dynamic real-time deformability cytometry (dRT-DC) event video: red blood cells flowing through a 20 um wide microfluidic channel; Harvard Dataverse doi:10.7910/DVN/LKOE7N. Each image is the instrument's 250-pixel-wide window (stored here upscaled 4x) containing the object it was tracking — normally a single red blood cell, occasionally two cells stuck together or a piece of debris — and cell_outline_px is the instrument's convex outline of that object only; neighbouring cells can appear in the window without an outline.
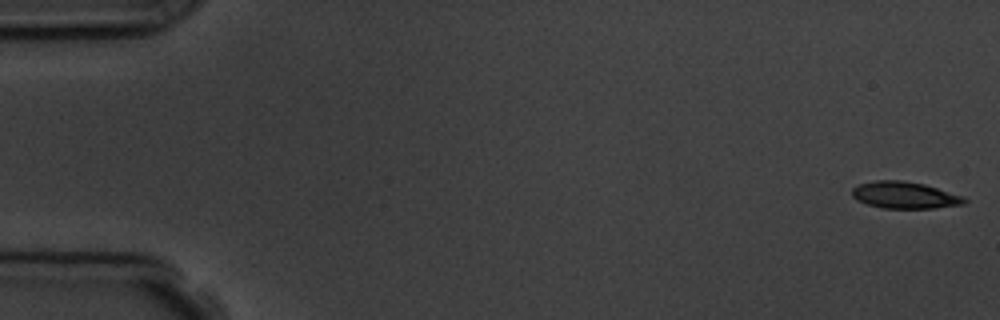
{"species": "common noctule bat (a hibernating species)", "species_latin": "Nyctalus noctula", "temperature_condition": "room temperature", "stored_images_in_passage": 6, "camera_frame_rate_fps": 3000, "um_per_image_px": 0.085, "animal": {"sex": "male", "body_mass_g": 19.5, "forearm_length_mm": 54.6}, "frame": {"image": 1, "passage_image": 1, "time_ms": 0.0, "image_size_px": [1000, 320], "cell_outline_px": [[968, 200], [964, 204], [936, 208], [884, 208], [868, 204], [856, 200], [852, 196], [852, 188], [860, 184], [876, 180], [900, 180], [924, 184], [964, 196]], "centroid_in_image_um": [76.91, 16.59], "position_along_channel_um": 8.1, "area_um2": 17.51}}
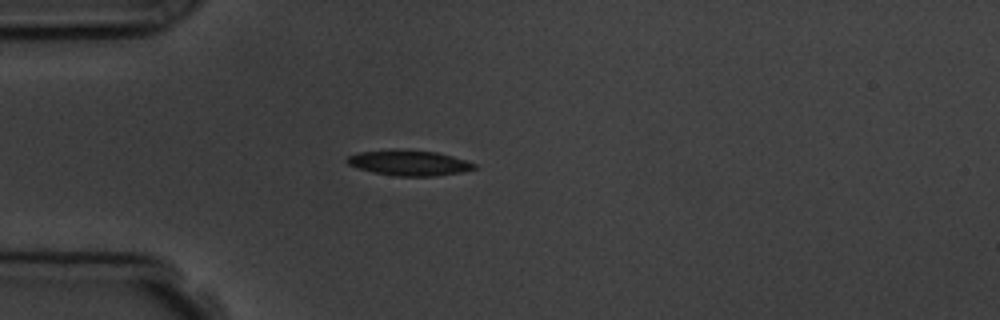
{"frame": {"image": 2, "passage_image": 5, "time_ms": 4.667, "image_size_px": [1000, 320], "cell_outline_px": [[476, 168], [460, 172], [436, 176], [396, 176], [372, 172], [348, 164], [344, 160], [348, 156], [360, 152], [392, 148], [396, 148], [436, 152], [452, 156], [476, 164]], "centroid_in_image_um": [34.73, 13.83], "position_along_channel_um": 50.3, "area_um2": 18.9}}